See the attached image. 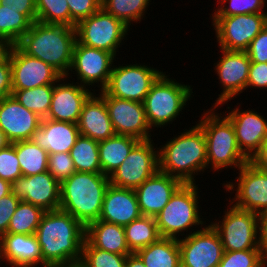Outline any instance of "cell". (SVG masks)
<instances>
[{
  "label": "cell",
  "mask_w": 267,
  "mask_h": 267,
  "mask_svg": "<svg viewBox=\"0 0 267 267\" xmlns=\"http://www.w3.org/2000/svg\"><path fill=\"white\" fill-rule=\"evenodd\" d=\"M77 125L80 135L98 142L116 135L105 100L99 94L96 97L93 93L84 103Z\"/></svg>",
  "instance_id": "26"
},
{
  "label": "cell",
  "mask_w": 267,
  "mask_h": 267,
  "mask_svg": "<svg viewBox=\"0 0 267 267\" xmlns=\"http://www.w3.org/2000/svg\"><path fill=\"white\" fill-rule=\"evenodd\" d=\"M136 254L145 267H181L178 239L161 237Z\"/></svg>",
  "instance_id": "30"
},
{
  "label": "cell",
  "mask_w": 267,
  "mask_h": 267,
  "mask_svg": "<svg viewBox=\"0 0 267 267\" xmlns=\"http://www.w3.org/2000/svg\"><path fill=\"white\" fill-rule=\"evenodd\" d=\"M43 267H77L81 261L85 227L61 209L46 211L35 232Z\"/></svg>",
  "instance_id": "1"
},
{
  "label": "cell",
  "mask_w": 267,
  "mask_h": 267,
  "mask_svg": "<svg viewBox=\"0 0 267 267\" xmlns=\"http://www.w3.org/2000/svg\"><path fill=\"white\" fill-rule=\"evenodd\" d=\"M232 123L238 146L250 160L267 138V119L259 113L232 109L226 116Z\"/></svg>",
  "instance_id": "23"
},
{
  "label": "cell",
  "mask_w": 267,
  "mask_h": 267,
  "mask_svg": "<svg viewBox=\"0 0 267 267\" xmlns=\"http://www.w3.org/2000/svg\"><path fill=\"white\" fill-rule=\"evenodd\" d=\"M3 262L13 267H37L42 264L40 247L35 234L6 233L1 238Z\"/></svg>",
  "instance_id": "27"
},
{
  "label": "cell",
  "mask_w": 267,
  "mask_h": 267,
  "mask_svg": "<svg viewBox=\"0 0 267 267\" xmlns=\"http://www.w3.org/2000/svg\"><path fill=\"white\" fill-rule=\"evenodd\" d=\"M141 216L135 190L110 184L104 196L99 220L124 227Z\"/></svg>",
  "instance_id": "24"
},
{
  "label": "cell",
  "mask_w": 267,
  "mask_h": 267,
  "mask_svg": "<svg viewBox=\"0 0 267 267\" xmlns=\"http://www.w3.org/2000/svg\"><path fill=\"white\" fill-rule=\"evenodd\" d=\"M246 53L251 62L267 63V24L250 42Z\"/></svg>",
  "instance_id": "45"
},
{
  "label": "cell",
  "mask_w": 267,
  "mask_h": 267,
  "mask_svg": "<svg viewBox=\"0 0 267 267\" xmlns=\"http://www.w3.org/2000/svg\"><path fill=\"white\" fill-rule=\"evenodd\" d=\"M140 140L124 135H115L98 142L101 173L109 176L128 157Z\"/></svg>",
  "instance_id": "29"
},
{
  "label": "cell",
  "mask_w": 267,
  "mask_h": 267,
  "mask_svg": "<svg viewBox=\"0 0 267 267\" xmlns=\"http://www.w3.org/2000/svg\"><path fill=\"white\" fill-rule=\"evenodd\" d=\"M69 153L77 172L101 173L98 141L80 135Z\"/></svg>",
  "instance_id": "33"
},
{
  "label": "cell",
  "mask_w": 267,
  "mask_h": 267,
  "mask_svg": "<svg viewBox=\"0 0 267 267\" xmlns=\"http://www.w3.org/2000/svg\"><path fill=\"white\" fill-rule=\"evenodd\" d=\"M192 93L191 86L169 79L163 73L151 86L143 101L150 127L158 128L176 120L191 99Z\"/></svg>",
  "instance_id": "7"
},
{
  "label": "cell",
  "mask_w": 267,
  "mask_h": 267,
  "mask_svg": "<svg viewBox=\"0 0 267 267\" xmlns=\"http://www.w3.org/2000/svg\"><path fill=\"white\" fill-rule=\"evenodd\" d=\"M85 239L95 248L120 255L131 254L123 226L102 220L85 227Z\"/></svg>",
  "instance_id": "28"
},
{
  "label": "cell",
  "mask_w": 267,
  "mask_h": 267,
  "mask_svg": "<svg viewBox=\"0 0 267 267\" xmlns=\"http://www.w3.org/2000/svg\"><path fill=\"white\" fill-rule=\"evenodd\" d=\"M19 202L13 193L0 198V238L7 233L11 217Z\"/></svg>",
  "instance_id": "46"
},
{
  "label": "cell",
  "mask_w": 267,
  "mask_h": 267,
  "mask_svg": "<svg viewBox=\"0 0 267 267\" xmlns=\"http://www.w3.org/2000/svg\"><path fill=\"white\" fill-rule=\"evenodd\" d=\"M32 23L18 10L0 4V36L15 45L31 27Z\"/></svg>",
  "instance_id": "36"
},
{
  "label": "cell",
  "mask_w": 267,
  "mask_h": 267,
  "mask_svg": "<svg viewBox=\"0 0 267 267\" xmlns=\"http://www.w3.org/2000/svg\"><path fill=\"white\" fill-rule=\"evenodd\" d=\"M126 259L127 255L100 250L85 239L81 261L77 267H125Z\"/></svg>",
  "instance_id": "38"
},
{
  "label": "cell",
  "mask_w": 267,
  "mask_h": 267,
  "mask_svg": "<svg viewBox=\"0 0 267 267\" xmlns=\"http://www.w3.org/2000/svg\"><path fill=\"white\" fill-rule=\"evenodd\" d=\"M220 49L246 51L267 24V13L211 16Z\"/></svg>",
  "instance_id": "10"
},
{
  "label": "cell",
  "mask_w": 267,
  "mask_h": 267,
  "mask_svg": "<svg viewBox=\"0 0 267 267\" xmlns=\"http://www.w3.org/2000/svg\"><path fill=\"white\" fill-rule=\"evenodd\" d=\"M70 9V26L91 16L101 8V0H67Z\"/></svg>",
  "instance_id": "44"
},
{
  "label": "cell",
  "mask_w": 267,
  "mask_h": 267,
  "mask_svg": "<svg viewBox=\"0 0 267 267\" xmlns=\"http://www.w3.org/2000/svg\"><path fill=\"white\" fill-rule=\"evenodd\" d=\"M23 176L48 171V152L31 140L13 142Z\"/></svg>",
  "instance_id": "32"
},
{
  "label": "cell",
  "mask_w": 267,
  "mask_h": 267,
  "mask_svg": "<svg viewBox=\"0 0 267 267\" xmlns=\"http://www.w3.org/2000/svg\"><path fill=\"white\" fill-rule=\"evenodd\" d=\"M115 56L105 50L96 49L80 44L77 40L73 49L70 71L77 74L80 85L92 86L97 83L102 91L108 81L113 68Z\"/></svg>",
  "instance_id": "17"
},
{
  "label": "cell",
  "mask_w": 267,
  "mask_h": 267,
  "mask_svg": "<svg viewBox=\"0 0 267 267\" xmlns=\"http://www.w3.org/2000/svg\"><path fill=\"white\" fill-rule=\"evenodd\" d=\"M150 0H101V7L130 28L131 22L143 19Z\"/></svg>",
  "instance_id": "37"
},
{
  "label": "cell",
  "mask_w": 267,
  "mask_h": 267,
  "mask_svg": "<svg viewBox=\"0 0 267 267\" xmlns=\"http://www.w3.org/2000/svg\"><path fill=\"white\" fill-rule=\"evenodd\" d=\"M8 55L11 63L12 90L54 85L63 77L52 66L25 54L16 44L10 46Z\"/></svg>",
  "instance_id": "14"
},
{
  "label": "cell",
  "mask_w": 267,
  "mask_h": 267,
  "mask_svg": "<svg viewBox=\"0 0 267 267\" xmlns=\"http://www.w3.org/2000/svg\"><path fill=\"white\" fill-rule=\"evenodd\" d=\"M198 193L195 183H183L175 191L169 202L155 216L162 238L180 239L179 234L185 230L188 232V228L204 224L198 211Z\"/></svg>",
  "instance_id": "6"
},
{
  "label": "cell",
  "mask_w": 267,
  "mask_h": 267,
  "mask_svg": "<svg viewBox=\"0 0 267 267\" xmlns=\"http://www.w3.org/2000/svg\"><path fill=\"white\" fill-rule=\"evenodd\" d=\"M11 142L7 139L4 132L0 129V150L7 147Z\"/></svg>",
  "instance_id": "55"
},
{
  "label": "cell",
  "mask_w": 267,
  "mask_h": 267,
  "mask_svg": "<svg viewBox=\"0 0 267 267\" xmlns=\"http://www.w3.org/2000/svg\"><path fill=\"white\" fill-rule=\"evenodd\" d=\"M114 66L103 91L109 96L140 103H143L151 86L163 74L161 70L144 64Z\"/></svg>",
  "instance_id": "11"
},
{
  "label": "cell",
  "mask_w": 267,
  "mask_h": 267,
  "mask_svg": "<svg viewBox=\"0 0 267 267\" xmlns=\"http://www.w3.org/2000/svg\"><path fill=\"white\" fill-rule=\"evenodd\" d=\"M65 78V79H64ZM67 77L59 79L54 84L51 106L46 119L55 121L78 123L84 103L93 94L78 82L65 83ZM63 80V83H60Z\"/></svg>",
  "instance_id": "21"
},
{
  "label": "cell",
  "mask_w": 267,
  "mask_h": 267,
  "mask_svg": "<svg viewBox=\"0 0 267 267\" xmlns=\"http://www.w3.org/2000/svg\"><path fill=\"white\" fill-rule=\"evenodd\" d=\"M152 141H139L133 147L123 163L109 175L110 184L135 190L159 170L158 150Z\"/></svg>",
  "instance_id": "12"
},
{
  "label": "cell",
  "mask_w": 267,
  "mask_h": 267,
  "mask_svg": "<svg viewBox=\"0 0 267 267\" xmlns=\"http://www.w3.org/2000/svg\"><path fill=\"white\" fill-rule=\"evenodd\" d=\"M178 239L181 267H218L224 250L211 224Z\"/></svg>",
  "instance_id": "13"
},
{
  "label": "cell",
  "mask_w": 267,
  "mask_h": 267,
  "mask_svg": "<svg viewBox=\"0 0 267 267\" xmlns=\"http://www.w3.org/2000/svg\"><path fill=\"white\" fill-rule=\"evenodd\" d=\"M267 259L261 249L224 251L218 267H265Z\"/></svg>",
  "instance_id": "40"
},
{
  "label": "cell",
  "mask_w": 267,
  "mask_h": 267,
  "mask_svg": "<svg viewBox=\"0 0 267 267\" xmlns=\"http://www.w3.org/2000/svg\"><path fill=\"white\" fill-rule=\"evenodd\" d=\"M4 260V257H3V247H2V243H1V240H0V264L2 263L1 261Z\"/></svg>",
  "instance_id": "56"
},
{
  "label": "cell",
  "mask_w": 267,
  "mask_h": 267,
  "mask_svg": "<svg viewBox=\"0 0 267 267\" xmlns=\"http://www.w3.org/2000/svg\"><path fill=\"white\" fill-rule=\"evenodd\" d=\"M214 109L217 110L212 106L197 123L206 139L207 168L211 165L214 171L232 166L240 169L249 159L238 146L231 121L226 115L223 117L221 113L214 112Z\"/></svg>",
  "instance_id": "5"
},
{
  "label": "cell",
  "mask_w": 267,
  "mask_h": 267,
  "mask_svg": "<svg viewBox=\"0 0 267 267\" xmlns=\"http://www.w3.org/2000/svg\"><path fill=\"white\" fill-rule=\"evenodd\" d=\"M100 93L105 100L116 135L130 136L140 141L151 139L152 135L149 132L152 129L143 103L109 96L103 90Z\"/></svg>",
  "instance_id": "15"
},
{
  "label": "cell",
  "mask_w": 267,
  "mask_h": 267,
  "mask_svg": "<svg viewBox=\"0 0 267 267\" xmlns=\"http://www.w3.org/2000/svg\"><path fill=\"white\" fill-rule=\"evenodd\" d=\"M249 162L261 171L267 173V138L261 143L260 148Z\"/></svg>",
  "instance_id": "51"
},
{
  "label": "cell",
  "mask_w": 267,
  "mask_h": 267,
  "mask_svg": "<svg viewBox=\"0 0 267 267\" xmlns=\"http://www.w3.org/2000/svg\"><path fill=\"white\" fill-rule=\"evenodd\" d=\"M12 193L20 200L31 203L44 211L60 207V182L48 171L21 176L11 183Z\"/></svg>",
  "instance_id": "19"
},
{
  "label": "cell",
  "mask_w": 267,
  "mask_h": 267,
  "mask_svg": "<svg viewBox=\"0 0 267 267\" xmlns=\"http://www.w3.org/2000/svg\"><path fill=\"white\" fill-rule=\"evenodd\" d=\"M0 4L8 5V8L18 10L31 23L37 18L36 0H0Z\"/></svg>",
  "instance_id": "48"
},
{
  "label": "cell",
  "mask_w": 267,
  "mask_h": 267,
  "mask_svg": "<svg viewBox=\"0 0 267 267\" xmlns=\"http://www.w3.org/2000/svg\"><path fill=\"white\" fill-rule=\"evenodd\" d=\"M267 0H219L221 6L214 10L212 16H233L238 14H256L267 13L262 10L265 7ZM229 6H225V3ZM223 3V4H222Z\"/></svg>",
  "instance_id": "41"
},
{
  "label": "cell",
  "mask_w": 267,
  "mask_h": 267,
  "mask_svg": "<svg viewBox=\"0 0 267 267\" xmlns=\"http://www.w3.org/2000/svg\"><path fill=\"white\" fill-rule=\"evenodd\" d=\"M222 58L215 64V71L219 76L223 91L215 100L213 107L223 105L231 98L238 96L247 89L250 58L246 51H229L221 49Z\"/></svg>",
  "instance_id": "18"
},
{
  "label": "cell",
  "mask_w": 267,
  "mask_h": 267,
  "mask_svg": "<svg viewBox=\"0 0 267 267\" xmlns=\"http://www.w3.org/2000/svg\"><path fill=\"white\" fill-rule=\"evenodd\" d=\"M12 193L11 182L0 178V198Z\"/></svg>",
  "instance_id": "53"
},
{
  "label": "cell",
  "mask_w": 267,
  "mask_h": 267,
  "mask_svg": "<svg viewBox=\"0 0 267 267\" xmlns=\"http://www.w3.org/2000/svg\"><path fill=\"white\" fill-rule=\"evenodd\" d=\"M36 10L38 22L70 26L67 0H36Z\"/></svg>",
  "instance_id": "39"
},
{
  "label": "cell",
  "mask_w": 267,
  "mask_h": 267,
  "mask_svg": "<svg viewBox=\"0 0 267 267\" xmlns=\"http://www.w3.org/2000/svg\"><path fill=\"white\" fill-rule=\"evenodd\" d=\"M76 171L69 152L49 154L48 172L60 183Z\"/></svg>",
  "instance_id": "43"
},
{
  "label": "cell",
  "mask_w": 267,
  "mask_h": 267,
  "mask_svg": "<svg viewBox=\"0 0 267 267\" xmlns=\"http://www.w3.org/2000/svg\"><path fill=\"white\" fill-rule=\"evenodd\" d=\"M42 118L21 105L13 95L0 100V129L13 143L31 140Z\"/></svg>",
  "instance_id": "20"
},
{
  "label": "cell",
  "mask_w": 267,
  "mask_h": 267,
  "mask_svg": "<svg viewBox=\"0 0 267 267\" xmlns=\"http://www.w3.org/2000/svg\"><path fill=\"white\" fill-rule=\"evenodd\" d=\"M128 29L129 27L121 20L101 7L76 24V40L85 46L105 50L116 57L117 49L124 37L128 35Z\"/></svg>",
  "instance_id": "8"
},
{
  "label": "cell",
  "mask_w": 267,
  "mask_h": 267,
  "mask_svg": "<svg viewBox=\"0 0 267 267\" xmlns=\"http://www.w3.org/2000/svg\"><path fill=\"white\" fill-rule=\"evenodd\" d=\"M11 44H9L2 36H0V61L8 55Z\"/></svg>",
  "instance_id": "54"
},
{
  "label": "cell",
  "mask_w": 267,
  "mask_h": 267,
  "mask_svg": "<svg viewBox=\"0 0 267 267\" xmlns=\"http://www.w3.org/2000/svg\"><path fill=\"white\" fill-rule=\"evenodd\" d=\"M250 87L267 88V63H250L247 88Z\"/></svg>",
  "instance_id": "47"
},
{
  "label": "cell",
  "mask_w": 267,
  "mask_h": 267,
  "mask_svg": "<svg viewBox=\"0 0 267 267\" xmlns=\"http://www.w3.org/2000/svg\"><path fill=\"white\" fill-rule=\"evenodd\" d=\"M75 42V27L35 21L16 45L25 54L42 60L68 77Z\"/></svg>",
  "instance_id": "2"
},
{
  "label": "cell",
  "mask_w": 267,
  "mask_h": 267,
  "mask_svg": "<svg viewBox=\"0 0 267 267\" xmlns=\"http://www.w3.org/2000/svg\"><path fill=\"white\" fill-rule=\"evenodd\" d=\"M80 136L76 123L42 119L31 141L48 154L70 152Z\"/></svg>",
  "instance_id": "25"
},
{
  "label": "cell",
  "mask_w": 267,
  "mask_h": 267,
  "mask_svg": "<svg viewBox=\"0 0 267 267\" xmlns=\"http://www.w3.org/2000/svg\"><path fill=\"white\" fill-rule=\"evenodd\" d=\"M45 212L31 203L20 201L11 217L7 233L35 234Z\"/></svg>",
  "instance_id": "35"
},
{
  "label": "cell",
  "mask_w": 267,
  "mask_h": 267,
  "mask_svg": "<svg viewBox=\"0 0 267 267\" xmlns=\"http://www.w3.org/2000/svg\"><path fill=\"white\" fill-rule=\"evenodd\" d=\"M125 267H145V265L136 253H131L127 255Z\"/></svg>",
  "instance_id": "52"
},
{
  "label": "cell",
  "mask_w": 267,
  "mask_h": 267,
  "mask_svg": "<svg viewBox=\"0 0 267 267\" xmlns=\"http://www.w3.org/2000/svg\"><path fill=\"white\" fill-rule=\"evenodd\" d=\"M239 172V177L236 180L238 182L235 183L237 185L233 182L223 184L225 185L224 188H226V191H234L233 188L237 186L235 197L229 204L258 215L266 211L267 173L255 167L249 161L239 169Z\"/></svg>",
  "instance_id": "16"
},
{
  "label": "cell",
  "mask_w": 267,
  "mask_h": 267,
  "mask_svg": "<svg viewBox=\"0 0 267 267\" xmlns=\"http://www.w3.org/2000/svg\"><path fill=\"white\" fill-rule=\"evenodd\" d=\"M182 184L180 179L159 170L145 180L135 189L142 216L155 217Z\"/></svg>",
  "instance_id": "22"
},
{
  "label": "cell",
  "mask_w": 267,
  "mask_h": 267,
  "mask_svg": "<svg viewBox=\"0 0 267 267\" xmlns=\"http://www.w3.org/2000/svg\"><path fill=\"white\" fill-rule=\"evenodd\" d=\"M23 176L13 143L0 150V178L13 182Z\"/></svg>",
  "instance_id": "42"
},
{
  "label": "cell",
  "mask_w": 267,
  "mask_h": 267,
  "mask_svg": "<svg viewBox=\"0 0 267 267\" xmlns=\"http://www.w3.org/2000/svg\"><path fill=\"white\" fill-rule=\"evenodd\" d=\"M223 220L210 224L218 232L224 251L260 249L258 214L234 205L227 209Z\"/></svg>",
  "instance_id": "9"
},
{
  "label": "cell",
  "mask_w": 267,
  "mask_h": 267,
  "mask_svg": "<svg viewBox=\"0 0 267 267\" xmlns=\"http://www.w3.org/2000/svg\"><path fill=\"white\" fill-rule=\"evenodd\" d=\"M125 237L131 253L157 242L161 236L155 217L141 216L124 226Z\"/></svg>",
  "instance_id": "31"
},
{
  "label": "cell",
  "mask_w": 267,
  "mask_h": 267,
  "mask_svg": "<svg viewBox=\"0 0 267 267\" xmlns=\"http://www.w3.org/2000/svg\"><path fill=\"white\" fill-rule=\"evenodd\" d=\"M109 176L75 171L60 183V207L84 227L99 220Z\"/></svg>",
  "instance_id": "4"
},
{
  "label": "cell",
  "mask_w": 267,
  "mask_h": 267,
  "mask_svg": "<svg viewBox=\"0 0 267 267\" xmlns=\"http://www.w3.org/2000/svg\"><path fill=\"white\" fill-rule=\"evenodd\" d=\"M259 246L267 259V210L258 215Z\"/></svg>",
  "instance_id": "50"
},
{
  "label": "cell",
  "mask_w": 267,
  "mask_h": 267,
  "mask_svg": "<svg viewBox=\"0 0 267 267\" xmlns=\"http://www.w3.org/2000/svg\"><path fill=\"white\" fill-rule=\"evenodd\" d=\"M12 95V75L9 55L0 61V100Z\"/></svg>",
  "instance_id": "49"
},
{
  "label": "cell",
  "mask_w": 267,
  "mask_h": 267,
  "mask_svg": "<svg viewBox=\"0 0 267 267\" xmlns=\"http://www.w3.org/2000/svg\"><path fill=\"white\" fill-rule=\"evenodd\" d=\"M53 91L54 85H42L32 89L12 90V95L26 109L44 119L50 110Z\"/></svg>",
  "instance_id": "34"
},
{
  "label": "cell",
  "mask_w": 267,
  "mask_h": 267,
  "mask_svg": "<svg viewBox=\"0 0 267 267\" xmlns=\"http://www.w3.org/2000/svg\"><path fill=\"white\" fill-rule=\"evenodd\" d=\"M158 149L159 171L194 183L195 174L207 168L206 139L202 128L196 124Z\"/></svg>",
  "instance_id": "3"
}]
</instances>
